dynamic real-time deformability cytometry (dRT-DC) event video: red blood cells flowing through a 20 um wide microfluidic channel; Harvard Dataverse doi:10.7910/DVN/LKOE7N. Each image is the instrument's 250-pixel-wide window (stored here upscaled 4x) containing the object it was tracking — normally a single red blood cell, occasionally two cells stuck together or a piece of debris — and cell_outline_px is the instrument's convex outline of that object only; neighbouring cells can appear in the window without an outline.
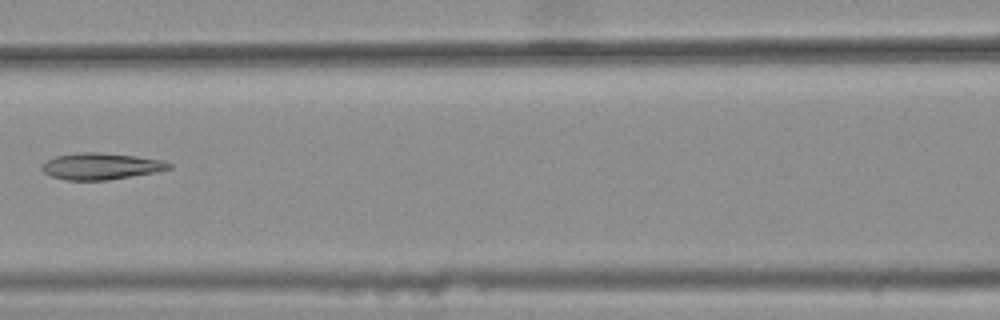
{"species": "common noctule bat (a hibernating species)", "species_latin": "Nyctalus noctula", "temperature_condition": "warm", "stored_images_in_passage": 4, "camera_frame_rate_fps": 3000, "um_per_image_px": 0.085, "animal": {"sex": "female", "body_mass_g": 25.1}, "frame": {"image": 1, "passage_image": 3, "time_ms": 0.667, "image_size_px": [1000, 320], "cell_outline_px": [[172, 168], [156, 172], [108, 180], [64, 180], [52, 176], [44, 172], [40, 168], [40, 164], [56, 156], [76, 152], [96, 152], [136, 156], [160, 160], [172, 164]], "centroid_in_image_um": [8.55, 14.13], "position_along_channel_um": 158.1, "area_um2": 19.65}}
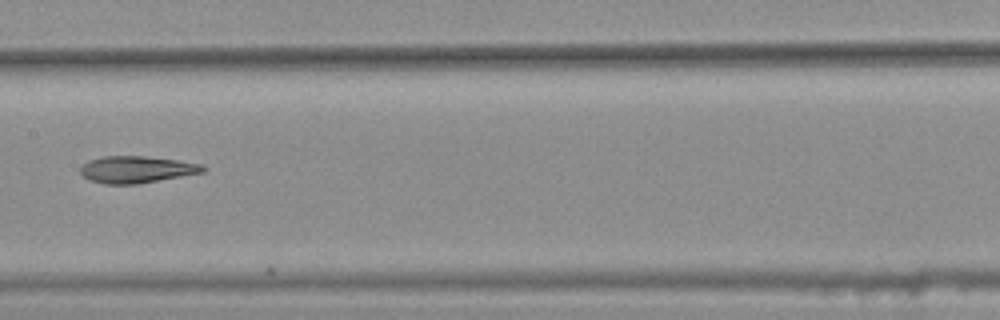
{"frame": {"image": 2, "passage_image": 4, "time_ms": 1.0, "image_size_px": [1000, 320], "cell_outline_px": [[208, 168], [204, 172], [136, 184], [104, 184], [88, 180], [80, 172], [80, 168], [88, 160], [100, 156], [144, 156], [176, 160], [204, 164]], "centroid_in_image_um": [11.6, 14.4], "position_along_channel_um": 195.8, "area_um2": 19.25}}